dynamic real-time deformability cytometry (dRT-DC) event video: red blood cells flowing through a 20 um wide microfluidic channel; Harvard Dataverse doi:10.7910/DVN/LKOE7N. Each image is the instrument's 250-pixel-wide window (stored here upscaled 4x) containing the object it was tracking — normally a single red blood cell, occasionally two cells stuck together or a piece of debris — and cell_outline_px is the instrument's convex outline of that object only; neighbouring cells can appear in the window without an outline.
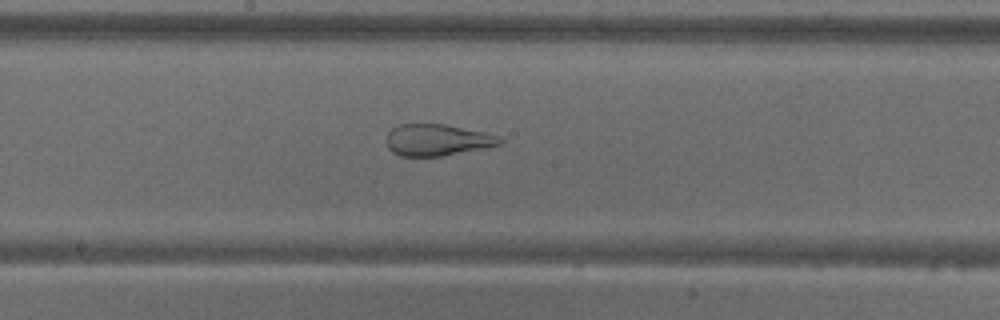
{"species": "common noctule bat (a hibernating species)", "species_latin": "Nyctalus noctula", "temperature_condition": "warm", "stored_images_in_passage": 53, "camera_frame_rate_fps": 3000, "um_per_image_px": 0.085, "animal": {"sex": "male", "body_mass_g": 18.8}, "frame": {"image": 1, "passage_image": 28, "time_ms": 9.0, "image_size_px": [1000, 320], "cell_outline_px": [[504, 140], [500, 144], [484, 148], [440, 156], [400, 156], [392, 152], [388, 148], [388, 132], [392, 128], [400, 124], [444, 124], [484, 132], [500, 136]], "centroid_in_image_um": [37.17, 11.89], "position_along_channel_um": 211.0, "area_um2": 20.69}}
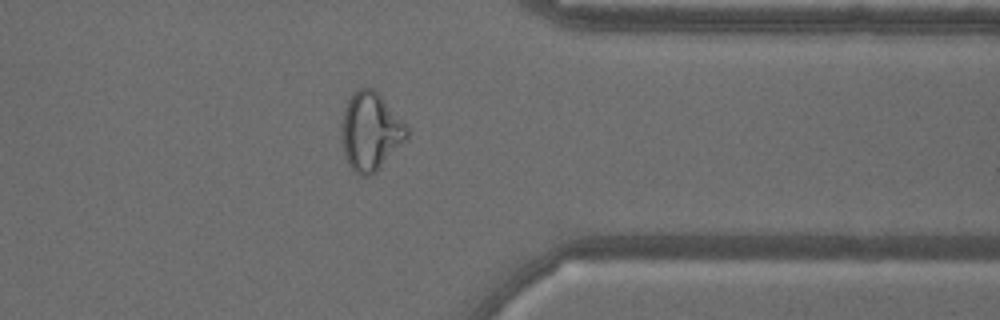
{"frame": {"image": 2, "passage_image": 42, "time_ms": 13.667, "image_size_px": [1000, 320], "cell_outline_px": [[408, 140], [372, 176], [360, 176], [348, 164], [344, 156], [340, 132], [340, 124], [344, 108], [352, 92], [356, 88], [372, 88], [380, 96], [408, 128]], "centroid_in_image_um": [31.46, 11.21], "position_along_channel_um": 379.9, "area_um2": 30.0}}
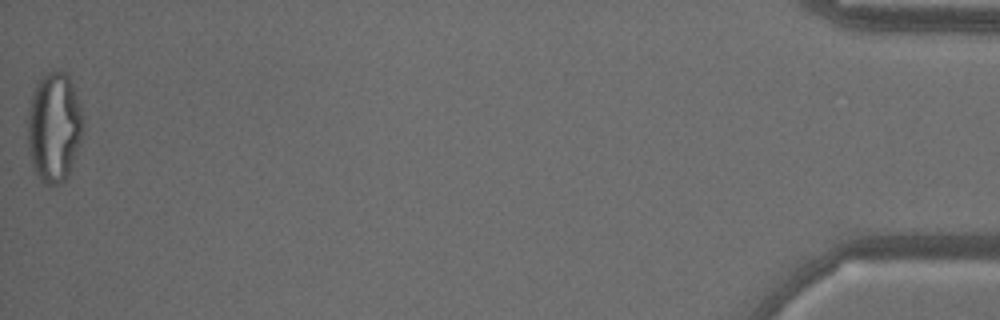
{"frame": {"image": 3, "passage_image": 53, "time_ms": 17.333, "image_size_px": [1000, 320], "cell_outline_px": [[84, 128], [80, 144], [68, 176], [60, 184], [44, 184], [36, 176], [28, 152], [28, 108], [36, 84], [40, 76], [48, 72], [64, 72], [68, 76], [72, 84], [80, 104], [84, 120]], "centroid_in_image_um": [4.6, 10.84], "position_along_channel_um": 430.6, "area_um2": 35.78}}